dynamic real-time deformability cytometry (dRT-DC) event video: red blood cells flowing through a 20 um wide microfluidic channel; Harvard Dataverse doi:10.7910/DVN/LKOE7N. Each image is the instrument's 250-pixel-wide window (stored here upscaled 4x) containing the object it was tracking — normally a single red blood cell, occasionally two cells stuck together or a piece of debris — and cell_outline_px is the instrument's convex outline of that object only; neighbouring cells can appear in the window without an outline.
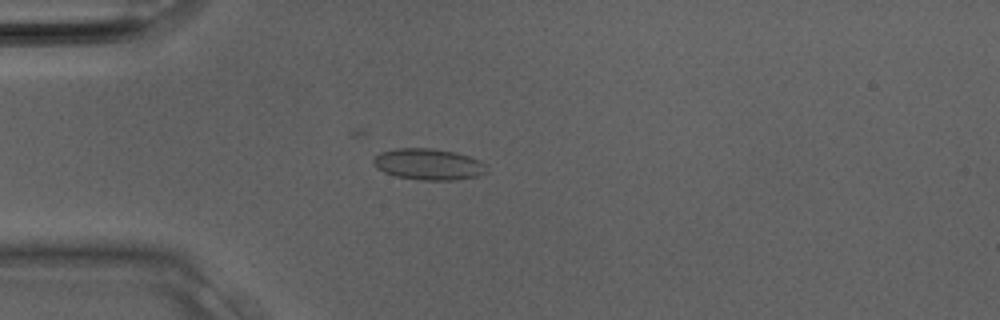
{"species": "Egyptian fruit bat (a non-hibernating species)", "species_latin": "Rousettus aegyptiacus", "temperature_condition": "room temperature", "stored_images_in_passage": 12, "camera_frame_rate_fps": 3000, "um_per_image_px": 0.085, "animal": {"sex": "male"}, "frame": {"image": 1, "passage_image": 9, "time_ms": 2.667, "image_size_px": [1000, 320], "cell_outline_px": [[488, 172], [476, 176], [456, 180], [420, 180], [396, 176], [384, 172], [376, 168], [372, 164], [372, 160], [380, 152], [396, 148], [432, 148], [456, 152], [480, 160], [488, 168]], "centroid_in_image_um": [36.41, 13.96], "position_along_channel_um": 48.6, "area_um2": 20.81}}